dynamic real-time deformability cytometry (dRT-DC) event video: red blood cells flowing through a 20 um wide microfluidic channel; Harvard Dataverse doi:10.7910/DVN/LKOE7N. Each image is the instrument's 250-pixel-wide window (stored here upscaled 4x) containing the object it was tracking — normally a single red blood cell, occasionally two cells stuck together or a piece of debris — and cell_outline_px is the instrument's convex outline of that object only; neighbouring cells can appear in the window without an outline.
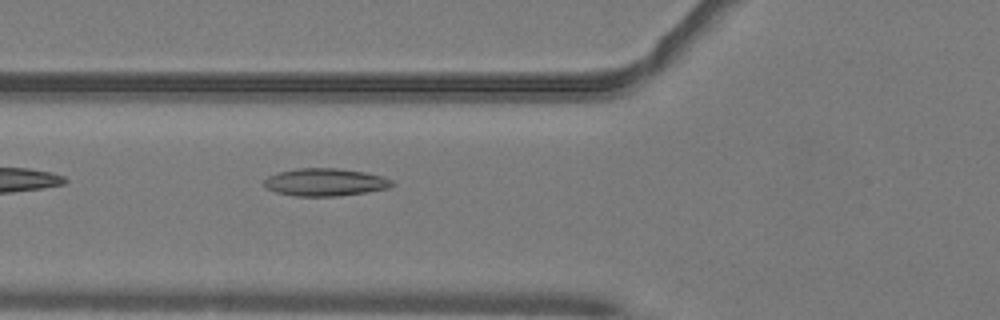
{"species": "common noctule bat (a hibernating species)", "species_latin": "Nyctalus noctula", "temperature_condition": "warm", "stored_images_in_passage": 36, "camera_frame_rate_fps": 3000, "um_per_image_px": 0.085, "animal": {"sex": "male", "body_mass_g": 19.2, "forearm_length_mm": 51.8}, "frame": {"image": 1, "passage_image": 4, "time_ms": 1.0, "image_size_px": [1000, 320], "cell_outline_px": [[396, 184], [388, 188], [368, 192], [336, 196], [292, 196], [276, 192], [268, 188], [264, 184], [264, 180], [268, 176], [280, 172], [296, 168], [336, 168], [364, 172], [384, 176], [392, 180]], "centroid_in_image_um": [27.67, 15.49], "position_along_channel_um": 98.1, "area_um2": 20.63}}
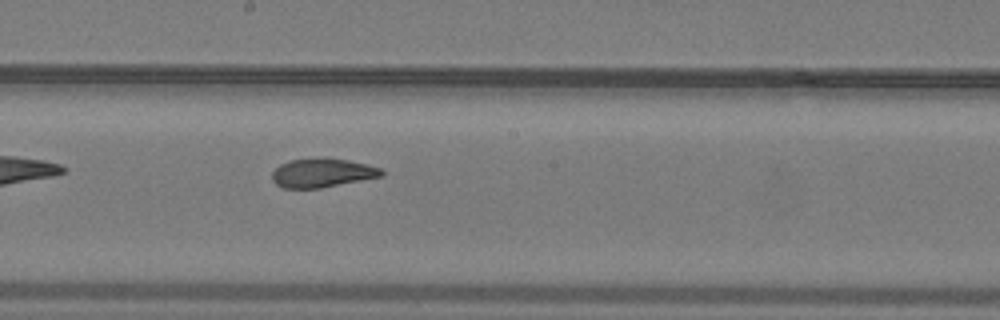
{"frame": {"image": 2, "passage_image": 13, "time_ms": 4.0, "image_size_px": [1000, 320], "cell_outline_px": [[384, 176], [320, 188], [284, 188], [276, 184], [272, 180], [272, 172], [280, 164], [288, 160], [348, 160], [368, 164], [380, 168], [384, 172]], "centroid_in_image_um": [27.4, 14.73], "position_along_channel_um": 220.8, "area_um2": 17.92}}
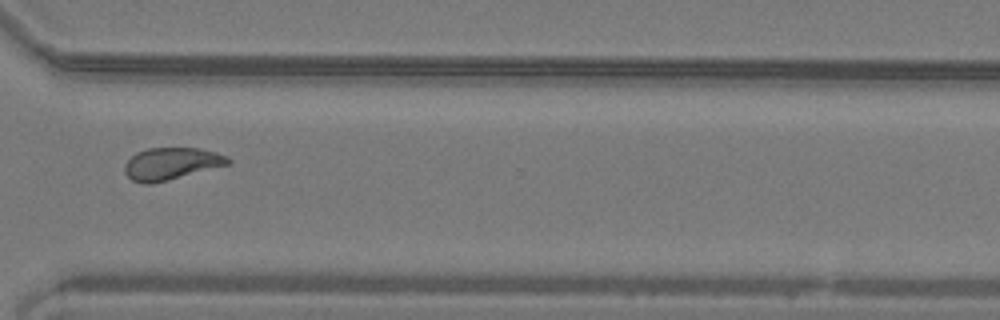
{"frame": {"image": 3, "passage_image": 23, "time_ms": 7.333, "image_size_px": [1000, 320], "cell_outline_px": [[232, 164], [152, 184], [144, 184], [132, 180], [124, 172], [124, 164], [136, 152], [148, 148], [200, 148], [216, 152], [228, 156], [232, 160]], "centroid_in_image_um": [14.59, 13.91], "position_along_channel_um": 356.0, "area_um2": 19.59}, "authors_computed_cell_mechanics": {"area_um2": 19.5942, "velocity_mm_per_s": 4.0611, "shape_relaxation_time_tau1_ms": 6.8561, "shape_relaxation_time_tau2_ms": 1.3669, "deformation_change_tau1": 0.1886, "deformation_change_tau2": 0.0739}}